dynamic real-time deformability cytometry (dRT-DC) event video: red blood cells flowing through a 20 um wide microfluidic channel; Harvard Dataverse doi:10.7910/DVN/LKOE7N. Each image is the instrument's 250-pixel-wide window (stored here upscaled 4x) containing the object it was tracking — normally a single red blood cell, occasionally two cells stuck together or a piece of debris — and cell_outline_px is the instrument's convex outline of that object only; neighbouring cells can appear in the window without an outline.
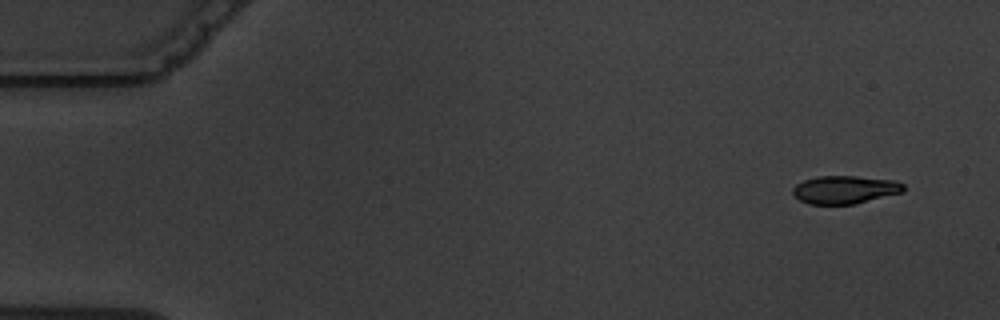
{"species": "common noctule bat (a hibernating species)", "species_latin": "Nyctalus noctula", "temperature_condition": "warm", "stored_images_in_passage": 5, "camera_frame_rate_fps": 3000, "um_per_image_px": 0.085, "animal": {"sex": "male", "body_mass_g": 19.5, "forearm_length_mm": 54.6}, "frame": {"image": 1, "passage_image": 1, "time_ms": 0.0, "image_size_px": [1000, 320], "cell_outline_px": [[904, 192], [852, 204], [808, 204], [800, 200], [792, 192], [792, 188], [796, 184], [804, 180], [820, 176], [856, 176], [892, 180], [904, 184]], "centroid_in_image_um": [71.8, 16.12], "position_along_channel_um": 13.2, "area_um2": 17.92}}
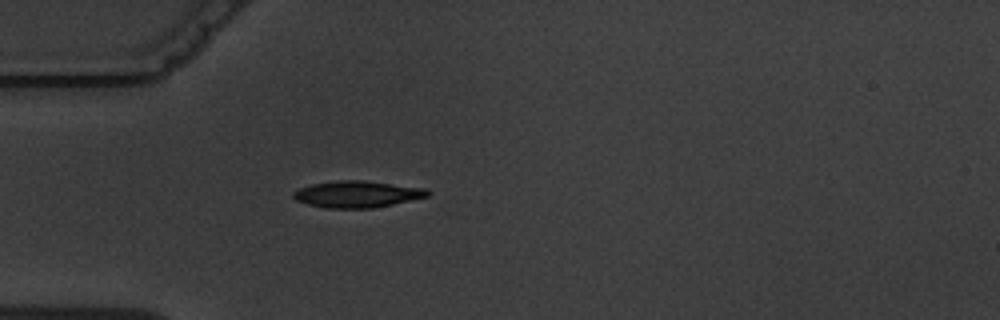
{"frame": {"image": 2, "passage_image": 5, "time_ms": 4.333, "image_size_px": [1000, 320], "cell_outline_px": [[432, 192], [428, 196], [392, 204], [372, 208], [324, 208], [308, 204], [296, 200], [292, 196], [292, 192], [300, 188], [312, 184], [340, 180], [364, 180], [428, 188]], "centroid_in_image_um": [30.38, 16.5], "position_along_channel_um": 54.6, "area_um2": 20.87}}